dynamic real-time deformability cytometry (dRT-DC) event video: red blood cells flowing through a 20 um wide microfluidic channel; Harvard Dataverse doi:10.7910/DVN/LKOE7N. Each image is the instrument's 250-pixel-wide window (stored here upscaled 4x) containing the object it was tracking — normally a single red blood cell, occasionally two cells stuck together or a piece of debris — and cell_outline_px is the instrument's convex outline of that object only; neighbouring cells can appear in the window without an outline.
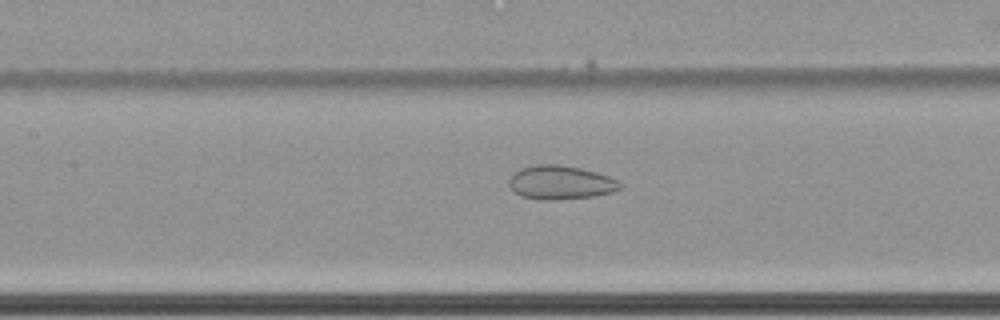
{"species": "common noctule bat (a hibernating species)", "species_latin": "Nyctalus noctula", "temperature_condition": "cold", "stored_images_in_passage": 48, "camera_frame_rate_fps": 3000, "um_per_image_px": 0.085, "animal": {"sex": "female", "body_mass_g": 22.7, "forearm_length_mm": 54.2}, "frame": {"image": 1, "passage_image": 20, "time_ms": 6.333, "image_size_px": [1000, 320], "cell_outline_px": [[624, 184], [620, 188], [612, 192], [592, 196], [556, 200], [540, 200], [520, 196], [508, 184], [508, 180], [520, 168], [536, 164], [560, 164], [580, 168], [596, 172], [608, 176]], "centroid_in_image_um": [47.64, 15.51], "position_along_channel_um": 159.8, "area_um2": 21.85}}
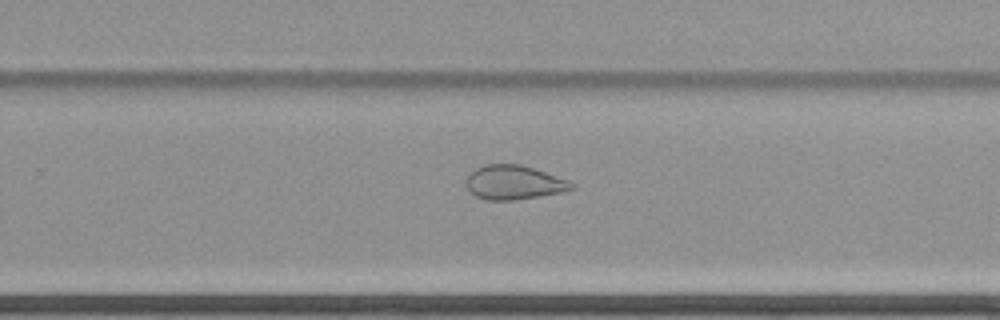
{"frame": {"image": 2, "passage_image": 31, "time_ms": 10.0, "image_size_px": [1000, 320], "cell_outline_px": [[576, 188], [560, 192], [512, 200], [488, 200], [476, 196], [468, 188], [468, 176], [476, 168], [484, 164], [520, 164], [568, 180], [576, 184]], "centroid_in_image_um": [43.7, 15.5], "position_along_channel_um": 286.1, "area_um2": 20.52}}
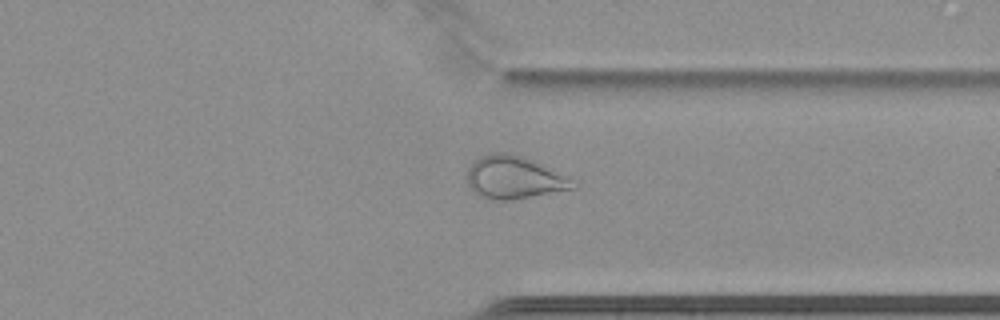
{"frame": {"image": 3, "passage_image": 38, "time_ms": 12.333, "image_size_px": [1000, 320], "cell_outline_px": [[580, 184], [576, 188], [508, 200], [496, 200], [484, 196], [468, 188], [468, 168], [480, 156], [492, 152], [512, 152], [572, 176]], "centroid_in_image_um": [43.79, 15.06], "position_along_channel_um": 367.6, "area_um2": 26.53}}